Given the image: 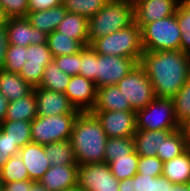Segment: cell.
<instances>
[{
  "label": "cell",
  "instance_id": "1",
  "mask_svg": "<svg viewBox=\"0 0 190 191\" xmlns=\"http://www.w3.org/2000/svg\"><path fill=\"white\" fill-rule=\"evenodd\" d=\"M139 65L159 98H173L190 78V55L181 50L144 51Z\"/></svg>",
  "mask_w": 190,
  "mask_h": 191
},
{
  "label": "cell",
  "instance_id": "2",
  "mask_svg": "<svg viewBox=\"0 0 190 191\" xmlns=\"http://www.w3.org/2000/svg\"><path fill=\"white\" fill-rule=\"evenodd\" d=\"M107 139L97 117L91 112H80L70 138L78 166L105 162Z\"/></svg>",
  "mask_w": 190,
  "mask_h": 191
},
{
  "label": "cell",
  "instance_id": "3",
  "mask_svg": "<svg viewBox=\"0 0 190 191\" xmlns=\"http://www.w3.org/2000/svg\"><path fill=\"white\" fill-rule=\"evenodd\" d=\"M135 22L134 8L126 0H109L88 19L89 45L97 38L124 29Z\"/></svg>",
  "mask_w": 190,
  "mask_h": 191
},
{
  "label": "cell",
  "instance_id": "4",
  "mask_svg": "<svg viewBox=\"0 0 190 191\" xmlns=\"http://www.w3.org/2000/svg\"><path fill=\"white\" fill-rule=\"evenodd\" d=\"M97 54L134 59L138 64L143 54L141 28L132 25L95 39L89 45Z\"/></svg>",
  "mask_w": 190,
  "mask_h": 191
},
{
  "label": "cell",
  "instance_id": "5",
  "mask_svg": "<svg viewBox=\"0 0 190 191\" xmlns=\"http://www.w3.org/2000/svg\"><path fill=\"white\" fill-rule=\"evenodd\" d=\"M144 51L181 50V32L176 13L141 28Z\"/></svg>",
  "mask_w": 190,
  "mask_h": 191
},
{
  "label": "cell",
  "instance_id": "6",
  "mask_svg": "<svg viewBox=\"0 0 190 191\" xmlns=\"http://www.w3.org/2000/svg\"><path fill=\"white\" fill-rule=\"evenodd\" d=\"M79 113L37 116L31 121V140L47 145L71 138L72 128Z\"/></svg>",
  "mask_w": 190,
  "mask_h": 191
},
{
  "label": "cell",
  "instance_id": "7",
  "mask_svg": "<svg viewBox=\"0 0 190 191\" xmlns=\"http://www.w3.org/2000/svg\"><path fill=\"white\" fill-rule=\"evenodd\" d=\"M181 127L172 98L156 97L145 108L136 111V130H177Z\"/></svg>",
  "mask_w": 190,
  "mask_h": 191
},
{
  "label": "cell",
  "instance_id": "8",
  "mask_svg": "<svg viewBox=\"0 0 190 191\" xmlns=\"http://www.w3.org/2000/svg\"><path fill=\"white\" fill-rule=\"evenodd\" d=\"M116 85L135 112L145 108L156 98L153 86L145 70L139 64Z\"/></svg>",
  "mask_w": 190,
  "mask_h": 191
},
{
  "label": "cell",
  "instance_id": "9",
  "mask_svg": "<svg viewBox=\"0 0 190 191\" xmlns=\"http://www.w3.org/2000/svg\"><path fill=\"white\" fill-rule=\"evenodd\" d=\"M78 186L83 191H119V181L106 162L79 165Z\"/></svg>",
  "mask_w": 190,
  "mask_h": 191
},
{
  "label": "cell",
  "instance_id": "10",
  "mask_svg": "<svg viewBox=\"0 0 190 191\" xmlns=\"http://www.w3.org/2000/svg\"><path fill=\"white\" fill-rule=\"evenodd\" d=\"M137 64L132 58L96 53V87L116 85Z\"/></svg>",
  "mask_w": 190,
  "mask_h": 191
},
{
  "label": "cell",
  "instance_id": "11",
  "mask_svg": "<svg viewBox=\"0 0 190 191\" xmlns=\"http://www.w3.org/2000/svg\"><path fill=\"white\" fill-rule=\"evenodd\" d=\"M100 121L108 138L133 137L136 132V112L126 111H91Z\"/></svg>",
  "mask_w": 190,
  "mask_h": 191
},
{
  "label": "cell",
  "instance_id": "12",
  "mask_svg": "<svg viewBox=\"0 0 190 191\" xmlns=\"http://www.w3.org/2000/svg\"><path fill=\"white\" fill-rule=\"evenodd\" d=\"M26 59L27 61L19 72V75L32 88L39 87L45 68L53 61L48 44L29 45L27 47Z\"/></svg>",
  "mask_w": 190,
  "mask_h": 191
},
{
  "label": "cell",
  "instance_id": "13",
  "mask_svg": "<svg viewBox=\"0 0 190 191\" xmlns=\"http://www.w3.org/2000/svg\"><path fill=\"white\" fill-rule=\"evenodd\" d=\"M6 28L11 45L28 47L47 43L48 34L34 28L26 17L9 18Z\"/></svg>",
  "mask_w": 190,
  "mask_h": 191
},
{
  "label": "cell",
  "instance_id": "14",
  "mask_svg": "<svg viewBox=\"0 0 190 191\" xmlns=\"http://www.w3.org/2000/svg\"><path fill=\"white\" fill-rule=\"evenodd\" d=\"M75 109L80 112H91L97 95L95 83L84 76H71L67 89L64 93Z\"/></svg>",
  "mask_w": 190,
  "mask_h": 191
},
{
  "label": "cell",
  "instance_id": "15",
  "mask_svg": "<svg viewBox=\"0 0 190 191\" xmlns=\"http://www.w3.org/2000/svg\"><path fill=\"white\" fill-rule=\"evenodd\" d=\"M33 90L36 97L37 116L80 113L79 110L75 109L64 93L43 89L41 87H36Z\"/></svg>",
  "mask_w": 190,
  "mask_h": 191
},
{
  "label": "cell",
  "instance_id": "16",
  "mask_svg": "<svg viewBox=\"0 0 190 191\" xmlns=\"http://www.w3.org/2000/svg\"><path fill=\"white\" fill-rule=\"evenodd\" d=\"M180 0H147L134 8L135 23L142 28L155 20L167 18L176 13Z\"/></svg>",
  "mask_w": 190,
  "mask_h": 191
},
{
  "label": "cell",
  "instance_id": "17",
  "mask_svg": "<svg viewBox=\"0 0 190 191\" xmlns=\"http://www.w3.org/2000/svg\"><path fill=\"white\" fill-rule=\"evenodd\" d=\"M39 182L48 191H64L78 185V164L51 166Z\"/></svg>",
  "mask_w": 190,
  "mask_h": 191
},
{
  "label": "cell",
  "instance_id": "18",
  "mask_svg": "<svg viewBox=\"0 0 190 191\" xmlns=\"http://www.w3.org/2000/svg\"><path fill=\"white\" fill-rule=\"evenodd\" d=\"M19 156L26 166L30 180L39 181L51 167L49 158L45 155L44 145L30 142L20 148Z\"/></svg>",
  "mask_w": 190,
  "mask_h": 191
},
{
  "label": "cell",
  "instance_id": "19",
  "mask_svg": "<svg viewBox=\"0 0 190 191\" xmlns=\"http://www.w3.org/2000/svg\"><path fill=\"white\" fill-rule=\"evenodd\" d=\"M133 110L125 100L117 85L97 88L96 103L92 111H126Z\"/></svg>",
  "mask_w": 190,
  "mask_h": 191
},
{
  "label": "cell",
  "instance_id": "20",
  "mask_svg": "<svg viewBox=\"0 0 190 191\" xmlns=\"http://www.w3.org/2000/svg\"><path fill=\"white\" fill-rule=\"evenodd\" d=\"M175 130H136L134 149L139 156H156L163 140Z\"/></svg>",
  "mask_w": 190,
  "mask_h": 191
},
{
  "label": "cell",
  "instance_id": "21",
  "mask_svg": "<svg viewBox=\"0 0 190 191\" xmlns=\"http://www.w3.org/2000/svg\"><path fill=\"white\" fill-rule=\"evenodd\" d=\"M66 13L67 10L62 4L43 11H29L26 18L34 28L49 35L57 30L59 23L64 19Z\"/></svg>",
  "mask_w": 190,
  "mask_h": 191
},
{
  "label": "cell",
  "instance_id": "22",
  "mask_svg": "<svg viewBox=\"0 0 190 191\" xmlns=\"http://www.w3.org/2000/svg\"><path fill=\"white\" fill-rule=\"evenodd\" d=\"M33 89L18 73L0 71V92L9 102L29 95Z\"/></svg>",
  "mask_w": 190,
  "mask_h": 191
},
{
  "label": "cell",
  "instance_id": "23",
  "mask_svg": "<svg viewBox=\"0 0 190 191\" xmlns=\"http://www.w3.org/2000/svg\"><path fill=\"white\" fill-rule=\"evenodd\" d=\"M56 31L78 40L84 47L89 46L88 18L80 14L67 12Z\"/></svg>",
  "mask_w": 190,
  "mask_h": 191
},
{
  "label": "cell",
  "instance_id": "24",
  "mask_svg": "<svg viewBox=\"0 0 190 191\" xmlns=\"http://www.w3.org/2000/svg\"><path fill=\"white\" fill-rule=\"evenodd\" d=\"M189 148V139L184 132L183 128H179L171 132L159 146L157 157L161 159L164 163L169 161L182 153H184Z\"/></svg>",
  "mask_w": 190,
  "mask_h": 191
},
{
  "label": "cell",
  "instance_id": "25",
  "mask_svg": "<svg viewBox=\"0 0 190 191\" xmlns=\"http://www.w3.org/2000/svg\"><path fill=\"white\" fill-rule=\"evenodd\" d=\"M162 176L172 183H190V148L181 155L164 162Z\"/></svg>",
  "mask_w": 190,
  "mask_h": 191
},
{
  "label": "cell",
  "instance_id": "26",
  "mask_svg": "<svg viewBox=\"0 0 190 191\" xmlns=\"http://www.w3.org/2000/svg\"><path fill=\"white\" fill-rule=\"evenodd\" d=\"M37 117L36 97L34 90L27 96L9 102L5 120L32 121Z\"/></svg>",
  "mask_w": 190,
  "mask_h": 191
},
{
  "label": "cell",
  "instance_id": "27",
  "mask_svg": "<svg viewBox=\"0 0 190 191\" xmlns=\"http://www.w3.org/2000/svg\"><path fill=\"white\" fill-rule=\"evenodd\" d=\"M51 166L77 164L70 139L44 145Z\"/></svg>",
  "mask_w": 190,
  "mask_h": 191
},
{
  "label": "cell",
  "instance_id": "28",
  "mask_svg": "<svg viewBox=\"0 0 190 191\" xmlns=\"http://www.w3.org/2000/svg\"><path fill=\"white\" fill-rule=\"evenodd\" d=\"M47 44L53 57L76 54L84 48L78 40L72 39L70 36H66L56 30L48 35Z\"/></svg>",
  "mask_w": 190,
  "mask_h": 191
},
{
  "label": "cell",
  "instance_id": "29",
  "mask_svg": "<svg viewBox=\"0 0 190 191\" xmlns=\"http://www.w3.org/2000/svg\"><path fill=\"white\" fill-rule=\"evenodd\" d=\"M71 76L62 72L57 65L51 61L45 68L43 78L39 87L55 92L65 93Z\"/></svg>",
  "mask_w": 190,
  "mask_h": 191
},
{
  "label": "cell",
  "instance_id": "30",
  "mask_svg": "<svg viewBox=\"0 0 190 191\" xmlns=\"http://www.w3.org/2000/svg\"><path fill=\"white\" fill-rule=\"evenodd\" d=\"M0 128L8 134V137L15 142L19 148L32 142L30 121H9L4 120Z\"/></svg>",
  "mask_w": 190,
  "mask_h": 191
},
{
  "label": "cell",
  "instance_id": "31",
  "mask_svg": "<svg viewBox=\"0 0 190 191\" xmlns=\"http://www.w3.org/2000/svg\"><path fill=\"white\" fill-rule=\"evenodd\" d=\"M139 155L134 151L127 156L116 157L113 162H109L111 173L118 181L132 178L138 170Z\"/></svg>",
  "mask_w": 190,
  "mask_h": 191
},
{
  "label": "cell",
  "instance_id": "32",
  "mask_svg": "<svg viewBox=\"0 0 190 191\" xmlns=\"http://www.w3.org/2000/svg\"><path fill=\"white\" fill-rule=\"evenodd\" d=\"M134 149L133 137H114L108 138L105 149V162H113L116 157L127 156L132 154Z\"/></svg>",
  "mask_w": 190,
  "mask_h": 191
},
{
  "label": "cell",
  "instance_id": "33",
  "mask_svg": "<svg viewBox=\"0 0 190 191\" xmlns=\"http://www.w3.org/2000/svg\"><path fill=\"white\" fill-rule=\"evenodd\" d=\"M0 171L3 184L30 180L26 166L19 154L10 157Z\"/></svg>",
  "mask_w": 190,
  "mask_h": 191
},
{
  "label": "cell",
  "instance_id": "34",
  "mask_svg": "<svg viewBox=\"0 0 190 191\" xmlns=\"http://www.w3.org/2000/svg\"><path fill=\"white\" fill-rule=\"evenodd\" d=\"M176 17L181 32V51L190 55V3L180 0Z\"/></svg>",
  "mask_w": 190,
  "mask_h": 191
},
{
  "label": "cell",
  "instance_id": "35",
  "mask_svg": "<svg viewBox=\"0 0 190 191\" xmlns=\"http://www.w3.org/2000/svg\"><path fill=\"white\" fill-rule=\"evenodd\" d=\"M109 0H63L67 12L91 18L98 13Z\"/></svg>",
  "mask_w": 190,
  "mask_h": 191
},
{
  "label": "cell",
  "instance_id": "36",
  "mask_svg": "<svg viewBox=\"0 0 190 191\" xmlns=\"http://www.w3.org/2000/svg\"><path fill=\"white\" fill-rule=\"evenodd\" d=\"M175 116L178 123L183 126L190 119V78L172 98Z\"/></svg>",
  "mask_w": 190,
  "mask_h": 191
},
{
  "label": "cell",
  "instance_id": "37",
  "mask_svg": "<svg viewBox=\"0 0 190 191\" xmlns=\"http://www.w3.org/2000/svg\"><path fill=\"white\" fill-rule=\"evenodd\" d=\"M26 54L27 47L9 44L5 57L4 70L19 74L27 61Z\"/></svg>",
  "mask_w": 190,
  "mask_h": 191
},
{
  "label": "cell",
  "instance_id": "38",
  "mask_svg": "<svg viewBox=\"0 0 190 191\" xmlns=\"http://www.w3.org/2000/svg\"><path fill=\"white\" fill-rule=\"evenodd\" d=\"M82 60V50L76 54L60 55L53 57V62L64 73L75 76L80 75V64Z\"/></svg>",
  "mask_w": 190,
  "mask_h": 191
},
{
  "label": "cell",
  "instance_id": "39",
  "mask_svg": "<svg viewBox=\"0 0 190 191\" xmlns=\"http://www.w3.org/2000/svg\"><path fill=\"white\" fill-rule=\"evenodd\" d=\"M81 62L80 75L96 84V52L90 46L82 49Z\"/></svg>",
  "mask_w": 190,
  "mask_h": 191
},
{
  "label": "cell",
  "instance_id": "40",
  "mask_svg": "<svg viewBox=\"0 0 190 191\" xmlns=\"http://www.w3.org/2000/svg\"><path fill=\"white\" fill-rule=\"evenodd\" d=\"M163 164L157 156H139L137 173L152 177L162 176Z\"/></svg>",
  "mask_w": 190,
  "mask_h": 191
},
{
  "label": "cell",
  "instance_id": "41",
  "mask_svg": "<svg viewBox=\"0 0 190 191\" xmlns=\"http://www.w3.org/2000/svg\"><path fill=\"white\" fill-rule=\"evenodd\" d=\"M0 6L8 19L26 17L29 12L28 0H0Z\"/></svg>",
  "mask_w": 190,
  "mask_h": 191
},
{
  "label": "cell",
  "instance_id": "42",
  "mask_svg": "<svg viewBox=\"0 0 190 191\" xmlns=\"http://www.w3.org/2000/svg\"><path fill=\"white\" fill-rule=\"evenodd\" d=\"M20 148L13 142L8 134L0 128V170L10 157L18 155Z\"/></svg>",
  "mask_w": 190,
  "mask_h": 191
},
{
  "label": "cell",
  "instance_id": "43",
  "mask_svg": "<svg viewBox=\"0 0 190 191\" xmlns=\"http://www.w3.org/2000/svg\"><path fill=\"white\" fill-rule=\"evenodd\" d=\"M135 191H155V177L136 173L134 175Z\"/></svg>",
  "mask_w": 190,
  "mask_h": 191
},
{
  "label": "cell",
  "instance_id": "44",
  "mask_svg": "<svg viewBox=\"0 0 190 191\" xmlns=\"http://www.w3.org/2000/svg\"><path fill=\"white\" fill-rule=\"evenodd\" d=\"M29 11H43L63 4V0H28Z\"/></svg>",
  "mask_w": 190,
  "mask_h": 191
},
{
  "label": "cell",
  "instance_id": "45",
  "mask_svg": "<svg viewBox=\"0 0 190 191\" xmlns=\"http://www.w3.org/2000/svg\"><path fill=\"white\" fill-rule=\"evenodd\" d=\"M9 46L6 24L0 26V71L4 70L5 57Z\"/></svg>",
  "mask_w": 190,
  "mask_h": 191
},
{
  "label": "cell",
  "instance_id": "46",
  "mask_svg": "<svg viewBox=\"0 0 190 191\" xmlns=\"http://www.w3.org/2000/svg\"><path fill=\"white\" fill-rule=\"evenodd\" d=\"M32 186V180L14 181L6 183L3 186L4 191H29Z\"/></svg>",
  "mask_w": 190,
  "mask_h": 191
},
{
  "label": "cell",
  "instance_id": "47",
  "mask_svg": "<svg viewBox=\"0 0 190 191\" xmlns=\"http://www.w3.org/2000/svg\"><path fill=\"white\" fill-rule=\"evenodd\" d=\"M166 191H190V183H172L166 178Z\"/></svg>",
  "mask_w": 190,
  "mask_h": 191
},
{
  "label": "cell",
  "instance_id": "48",
  "mask_svg": "<svg viewBox=\"0 0 190 191\" xmlns=\"http://www.w3.org/2000/svg\"><path fill=\"white\" fill-rule=\"evenodd\" d=\"M9 106V100L0 92V125L4 122L6 112Z\"/></svg>",
  "mask_w": 190,
  "mask_h": 191
},
{
  "label": "cell",
  "instance_id": "49",
  "mask_svg": "<svg viewBox=\"0 0 190 191\" xmlns=\"http://www.w3.org/2000/svg\"><path fill=\"white\" fill-rule=\"evenodd\" d=\"M119 191H135L134 176L125 180L119 181Z\"/></svg>",
  "mask_w": 190,
  "mask_h": 191
},
{
  "label": "cell",
  "instance_id": "50",
  "mask_svg": "<svg viewBox=\"0 0 190 191\" xmlns=\"http://www.w3.org/2000/svg\"><path fill=\"white\" fill-rule=\"evenodd\" d=\"M155 191H166V177H155Z\"/></svg>",
  "mask_w": 190,
  "mask_h": 191
},
{
  "label": "cell",
  "instance_id": "51",
  "mask_svg": "<svg viewBox=\"0 0 190 191\" xmlns=\"http://www.w3.org/2000/svg\"><path fill=\"white\" fill-rule=\"evenodd\" d=\"M29 191H48L39 181L32 180V186Z\"/></svg>",
  "mask_w": 190,
  "mask_h": 191
},
{
  "label": "cell",
  "instance_id": "52",
  "mask_svg": "<svg viewBox=\"0 0 190 191\" xmlns=\"http://www.w3.org/2000/svg\"><path fill=\"white\" fill-rule=\"evenodd\" d=\"M8 18L6 17L2 7L0 6V26L5 25Z\"/></svg>",
  "mask_w": 190,
  "mask_h": 191
},
{
  "label": "cell",
  "instance_id": "53",
  "mask_svg": "<svg viewBox=\"0 0 190 191\" xmlns=\"http://www.w3.org/2000/svg\"><path fill=\"white\" fill-rule=\"evenodd\" d=\"M182 128L190 141V119L187 120V122L182 126Z\"/></svg>",
  "mask_w": 190,
  "mask_h": 191
},
{
  "label": "cell",
  "instance_id": "54",
  "mask_svg": "<svg viewBox=\"0 0 190 191\" xmlns=\"http://www.w3.org/2000/svg\"><path fill=\"white\" fill-rule=\"evenodd\" d=\"M131 7L135 8L136 6H138L140 3L147 1V0H126Z\"/></svg>",
  "mask_w": 190,
  "mask_h": 191
},
{
  "label": "cell",
  "instance_id": "55",
  "mask_svg": "<svg viewBox=\"0 0 190 191\" xmlns=\"http://www.w3.org/2000/svg\"><path fill=\"white\" fill-rule=\"evenodd\" d=\"M64 191H83L78 185L71 188V189H66Z\"/></svg>",
  "mask_w": 190,
  "mask_h": 191
},
{
  "label": "cell",
  "instance_id": "56",
  "mask_svg": "<svg viewBox=\"0 0 190 191\" xmlns=\"http://www.w3.org/2000/svg\"><path fill=\"white\" fill-rule=\"evenodd\" d=\"M3 186H4V184H3V181H2V176H1V171H0V191L3 190Z\"/></svg>",
  "mask_w": 190,
  "mask_h": 191
}]
</instances>
